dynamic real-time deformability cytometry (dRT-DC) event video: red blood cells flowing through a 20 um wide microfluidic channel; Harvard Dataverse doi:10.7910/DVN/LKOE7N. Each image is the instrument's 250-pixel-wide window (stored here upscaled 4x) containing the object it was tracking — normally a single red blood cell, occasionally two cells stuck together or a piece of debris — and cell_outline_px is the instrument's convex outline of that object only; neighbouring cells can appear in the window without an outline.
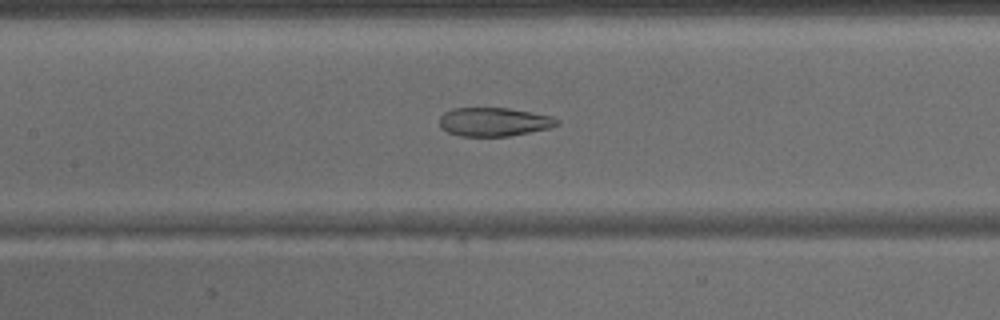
{"species": "common noctule bat (a hibernating species)", "species_latin": "Nyctalus noctula", "temperature_condition": "warm", "stored_images_in_passage": 42, "camera_frame_rate_fps": 3000, "um_per_image_px": 0.085, "animal": {"sex": "male", "body_mass_g": 15.6}, "frame": {"image": 1, "passage_image": 18, "time_ms": 5.667, "image_size_px": [1000, 320], "cell_outline_px": [[560, 124], [548, 128], [508, 136], [460, 136], [448, 132], [440, 128], [440, 116], [444, 112], [452, 108], [508, 108], [552, 116], [560, 120]], "centroid_in_image_um": [41.97, 10.35], "position_along_channel_um": 165.4, "area_um2": 19.59}}
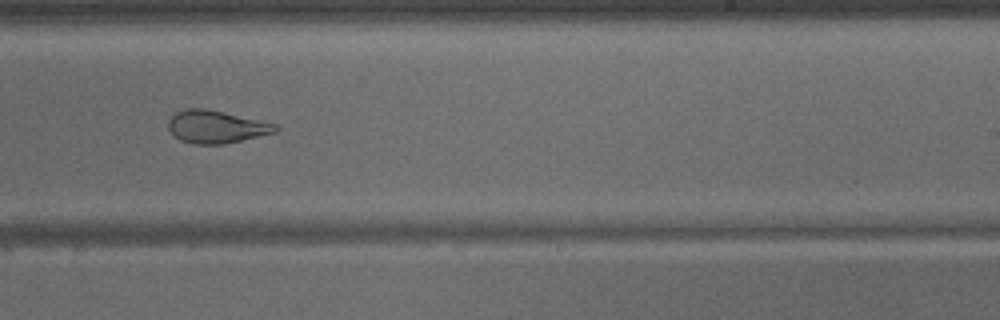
{"frame": {"image": 2, "passage_image": 25, "time_ms": 8.0, "image_size_px": [1000, 320], "cell_outline_px": [[280, 128], [276, 132], [224, 144], [192, 144], [180, 140], [168, 128], [168, 120], [176, 112], [188, 108], [204, 108], [276, 124]], "centroid_in_image_um": [18.36, 10.78], "position_along_channel_um": 270.6, "area_um2": 20.11}}
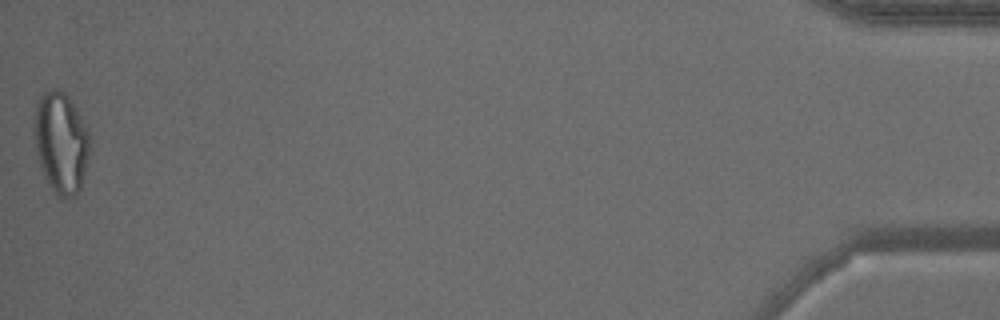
{"frame": {"image": 3, "passage_image": 42, "time_ms": 13.667, "image_size_px": [1000, 320], "cell_outline_px": [[92, 148], [80, 188], [76, 196], [68, 200], [60, 200], [56, 196], [44, 176], [36, 152], [32, 132], [32, 128], [36, 100], [44, 92], [52, 88], [60, 88], [68, 96], [88, 128]], "centroid_in_image_um": [5.18, 12.13], "position_along_channel_um": 430.0, "area_um2": 33.93}}